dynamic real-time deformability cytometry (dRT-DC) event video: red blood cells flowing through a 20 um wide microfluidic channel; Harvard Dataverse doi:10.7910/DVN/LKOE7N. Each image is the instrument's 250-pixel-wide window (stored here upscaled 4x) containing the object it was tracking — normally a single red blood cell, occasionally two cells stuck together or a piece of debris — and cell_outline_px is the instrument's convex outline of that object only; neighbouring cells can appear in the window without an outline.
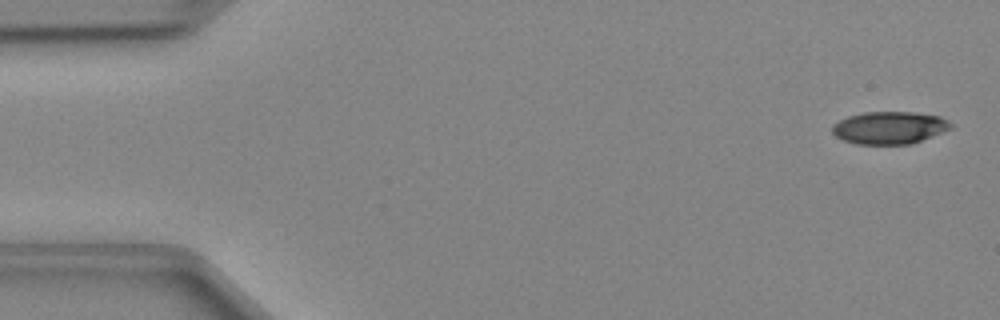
{"species": "Egyptian fruit bat (a non-hibernating species)", "species_latin": "Rousettus aegyptiacus", "temperature_condition": "cold", "stored_images_in_passage": 48, "camera_frame_rate_fps": 3000, "um_per_image_px": 0.085, "animal": {"sex": "female"}, "frame": {"image": 1, "passage_image": 2, "time_ms": 0.333, "image_size_px": [1000, 320], "cell_outline_px": [[952, 128], [912, 144], [856, 144], [844, 140], [836, 136], [832, 132], [832, 124], [848, 116], [864, 112], [916, 112], [940, 116], [948, 120], [952, 124]], "centroid_in_image_um": [75.61, 10.85], "position_along_channel_um": 9.4, "area_um2": 22.48}}
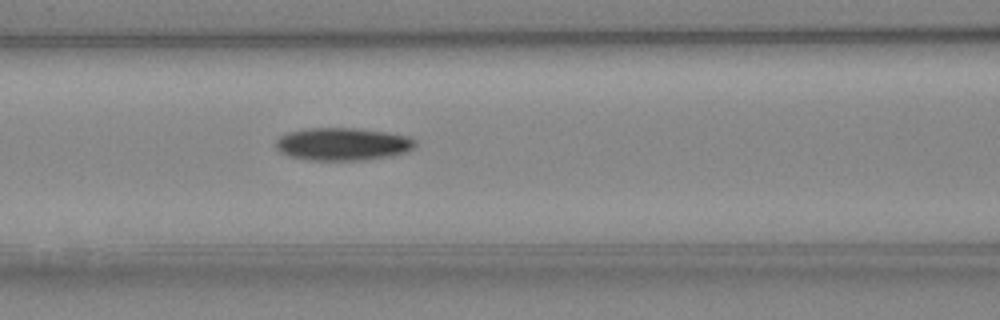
{"frame": {"image": 2, "passage_image": 20, "time_ms": 6.333, "image_size_px": [1000, 320], "cell_outline_px": [[416, 144], [408, 152], [392, 156], [364, 160], [308, 160], [288, 156], [280, 152], [276, 148], [276, 140], [280, 136], [288, 132], [304, 128], [356, 128], [388, 132], [408, 136], [416, 140]], "centroid_in_image_um": [29.13, 12.25], "position_along_channel_um": 137.5, "area_um2": 26.88}}
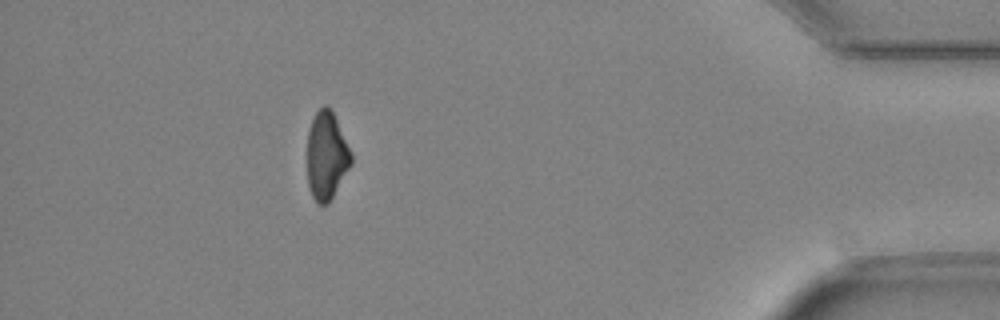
{"frame": {"image": 3, "passage_image": 43, "time_ms": 14.0, "image_size_px": [1000, 320], "cell_outline_px": [[352, 164], [328, 204], [316, 204], [308, 188], [308, 132], [312, 120], [316, 112], [324, 104], [332, 108], [352, 152]], "centroid_in_image_um": [27.77, 13.22], "position_along_channel_um": 407.4, "area_um2": 22.77}}